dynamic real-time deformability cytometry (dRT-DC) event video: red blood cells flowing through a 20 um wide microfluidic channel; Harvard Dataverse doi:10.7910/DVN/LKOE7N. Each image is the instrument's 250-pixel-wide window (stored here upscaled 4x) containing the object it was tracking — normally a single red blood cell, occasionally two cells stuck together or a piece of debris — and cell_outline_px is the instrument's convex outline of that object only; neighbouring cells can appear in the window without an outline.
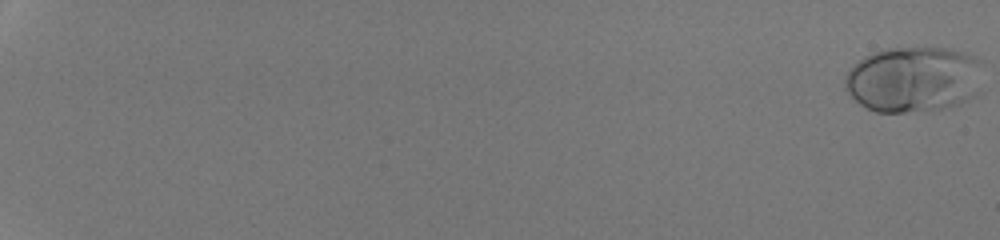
{"species": "human", "species_latin": "Homo sapiens", "temperature_condition": "room temperature", "stored_images_in_passage": 53, "camera_frame_rate_fps": 3000, "um_per_image_px": 0.085, "donor": {"sex": "male"}, "frame": {"image": 1, "passage_image": 1, "time_ms": 0.0, "image_size_px": [1000, 240], "cell_outline_px": [[980, 92], [968, 100], [960, 104], [944, 108], [904, 112], [876, 112], [860, 104], [844, 88], [844, 76], [864, 56], [872, 52], [888, 48], [952, 48], [976, 56], [980, 60]], "centroid_in_image_um": [77.68, 6.74], "position_along_channel_um": 7.3, "area_um2": 53.18}}
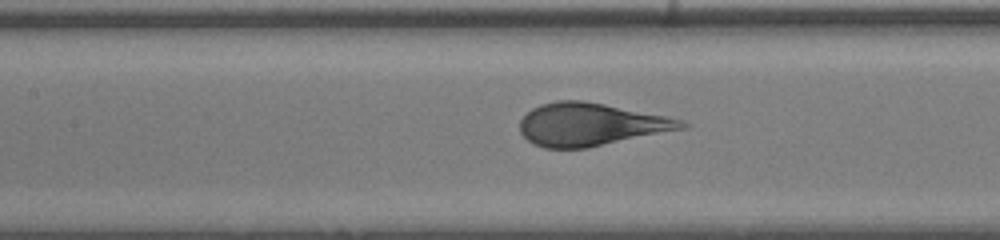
{"frame": {"image": 2, "passage_image": 30, "time_ms": 9.667, "image_size_px": [1000, 240], "cell_outline_px": [[692, 124], [688, 128], [588, 148], [544, 148], [532, 144], [520, 132], [520, 120], [532, 108], [540, 104], [556, 100], [584, 100], [684, 120]], "centroid_in_image_um": [50.22, 10.58], "position_along_channel_um": 157.2, "area_um2": 40.46}}
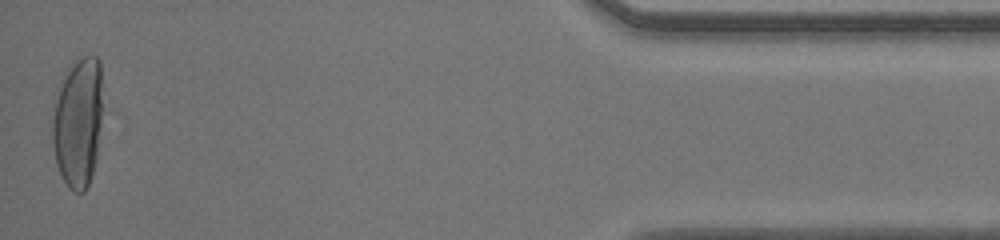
{"frame": {"image": 3, "passage_image": 53, "time_ms": 17.333, "image_size_px": [1000, 240], "cell_outline_px": [[100, 124], [96, 160], [88, 184], [84, 192], [72, 192], [68, 188], [56, 164], [52, 144], [52, 100], [68, 64], [76, 56], [96, 56], [100, 60]], "centroid_in_image_um": [6.56, 10.33], "position_along_channel_um": 428.6, "area_um2": 38.61}}